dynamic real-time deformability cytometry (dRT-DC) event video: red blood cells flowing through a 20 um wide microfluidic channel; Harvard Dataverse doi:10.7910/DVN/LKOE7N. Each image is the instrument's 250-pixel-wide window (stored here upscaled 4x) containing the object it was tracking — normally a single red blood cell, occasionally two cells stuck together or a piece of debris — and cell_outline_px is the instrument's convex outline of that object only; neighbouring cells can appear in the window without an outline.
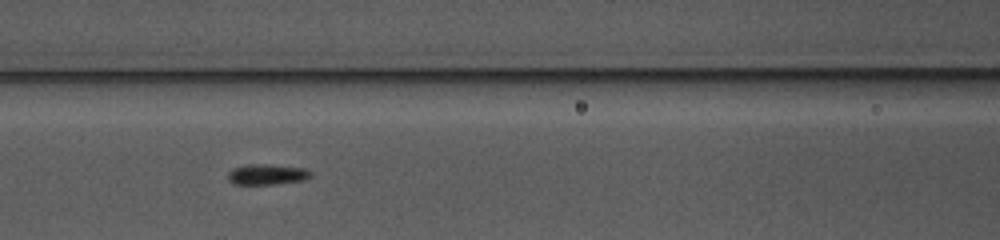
{"species": "common noctule bat (a hibernating species)", "species_latin": "Nyctalus noctula", "temperature_condition": "warm", "stored_images_in_passage": 36, "camera_frame_rate_fps": 3000, "um_per_image_px": 0.085, "animal": {"sex": "female", "body_mass_g": 10.0, "forearm_length_mm": 53.1}, "frame": {"image": 1, "passage_image": 8, "time_ms": 2.333, "image_size_px": [1000, 240], "cell_outline_px": [[312, 176], [304, 180], [276, 184], [236, 184], [228, 180], [228, 172], [232, 168], [248, 164], [264, 164], [308, 168], [312, 172]], "centroid_in_image_um": [22.73, 14.82], "position_along_channel_um": 143.9, "area_um2": 10.06}}
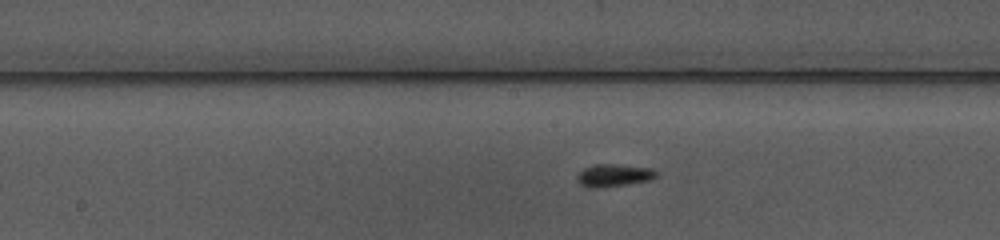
{"frame": {"image": 2, "passage_image": 12, "time_ms": 3.667, "image_size_px": [1000, 240], "cell_outline_px": [[660, 176], [648, 180], [628, 184], [600, 188], [588, 188], [580, 184], [576, 180], [576, 176], [584, 168], [596, 164], [616, 164], [652, 168]], "centroid_in_image_um": [52.16, 14.91], "position_along_channel_um": 196.0, "area_um2": 10.52}}